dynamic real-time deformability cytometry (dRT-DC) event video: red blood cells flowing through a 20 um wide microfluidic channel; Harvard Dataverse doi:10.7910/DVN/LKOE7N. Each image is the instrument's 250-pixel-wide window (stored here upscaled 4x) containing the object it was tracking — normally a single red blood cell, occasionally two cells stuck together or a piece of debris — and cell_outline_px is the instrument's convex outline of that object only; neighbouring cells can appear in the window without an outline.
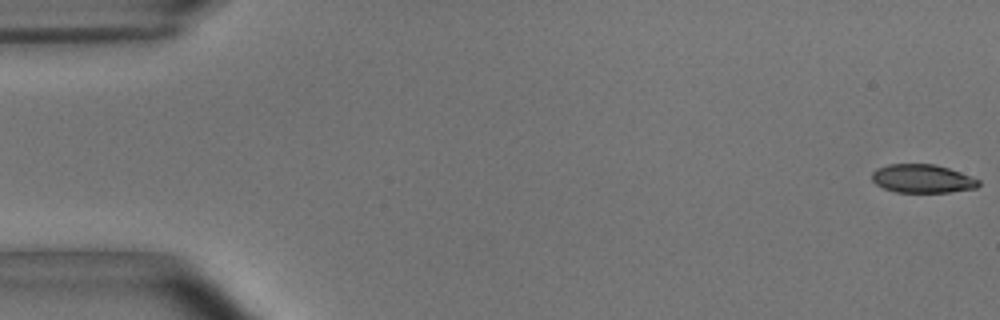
{"species": "common noctule bat (a hibernating species)", "species_latin": "Nyctalus noctula", "temperature_condition": "room temperature", "stored_images_in_passage": 16, "camera_frame_rate_fps": 3000, "um_per_image_px": 0.085, "animal": {"sex": "male", "body_mass_g": 15.6}, "frame": {"image": 1, "passage_image": 1, "time_ms": 0.0, "image_size_px": [1000, 320], "cell_outline_px": [[980, 184], [976, 188], [948, 192], [896, 192], [884, 188], [876, 184], [872, 180], [872, 172], [876, 168], [888, 164], [936, 164], [960, 172], [980, 180]], "centroid_in_image_um": [78.39, 15.18], "position_along_channel_um": 6.6, "area_um2": 17.69}}